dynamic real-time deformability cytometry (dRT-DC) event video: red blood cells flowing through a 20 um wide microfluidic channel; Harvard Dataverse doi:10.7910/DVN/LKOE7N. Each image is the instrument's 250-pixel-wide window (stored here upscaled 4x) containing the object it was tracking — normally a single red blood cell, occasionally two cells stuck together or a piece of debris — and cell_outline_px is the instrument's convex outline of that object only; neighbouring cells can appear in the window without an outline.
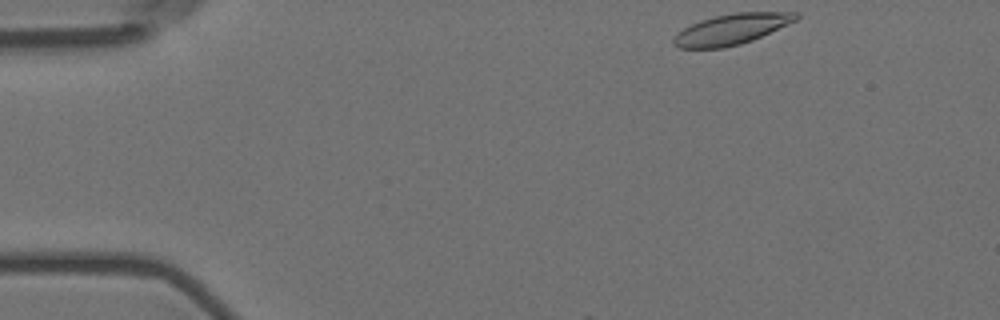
{"species": "Egyptian fruit bat (a non-hibernating species)", "species_latin": "Rousettus aegyptiacus", "temperature_condition": "room temperature", "stored_images_in_passage": 8, "camera_frame_rate_fps": 3000, "um_per_image_px": 0.085, "animal": {"sex": "female"}, "frame": {"image": 1, "passage_image": 1, "time_ms": 0.0, "image_size_px": [1000, 320], "cell_outline_px": [[800, 16], [796, 20], [788, 24], [752, 40], [740, 44], [724, 48], [676, 48], [672, 44], [672, 40], [684, 28], [700, 20], [716, 16], [736, 12], [800, 12]], "centroid_in_image_um": [62.18, 2.48], "position_along_channel_um": 22.8, "area_um2": 21.68}}
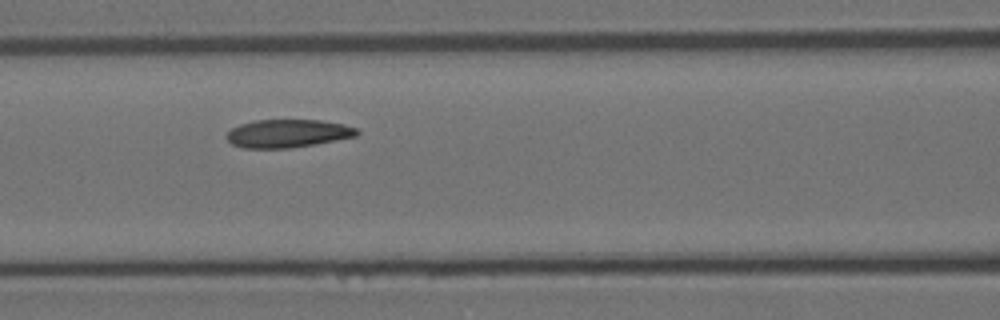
{"frame": {"image": 2, "passage_image": 6, "time_ms": 1.667, "image_size_px": [1000, 320], "cell_outline_px": [[360, 132], [356, 136], [336, 140], [292, 148], [244, 148], [232, 144], [224, 136], [232, 128], [240, 124], [252, 120], [320, 120], [344, 124], [356, 128]], "centroid_in_image_um": [24.44, 11.34], "position_along_channel_um": 142.2, "area_um2": 21.39}}
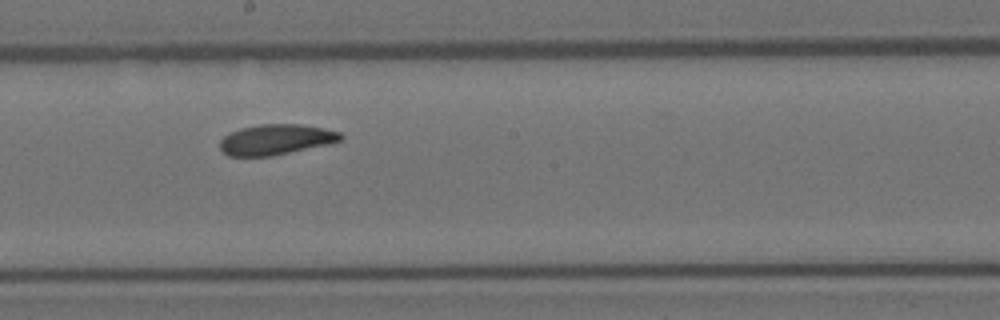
{"frame": {"image": 3, "passage_image": 8, "time_ms": 2.333, "image_size_px": [1000, 320], "cell_outline_px": [[344, 140], [328, 144], [272, 156], [228, 156], [220, 148], [220, 140], [224, 136], [240, 128], [260, 124], [300, 124], [324, 128], [340, 132], [344, 136]], "centroid_in_image_um": [23.48, 11.86], "position_along_channel_um": 224.7, "area_um2": 21.44}}